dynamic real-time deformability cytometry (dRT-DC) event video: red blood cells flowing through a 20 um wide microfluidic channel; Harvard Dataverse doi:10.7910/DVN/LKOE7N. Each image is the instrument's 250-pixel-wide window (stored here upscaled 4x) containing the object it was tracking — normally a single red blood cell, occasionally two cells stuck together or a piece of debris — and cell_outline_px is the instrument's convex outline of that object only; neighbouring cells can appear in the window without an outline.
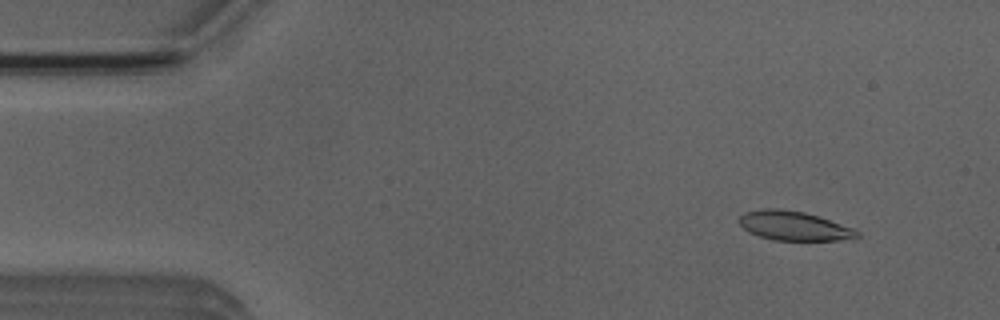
{"species": "Egyptian fruit bat (a non-hibernating species)", "species_latin": "Rousettus aegyptiacus", "temperature_condition": "room temperature", "stored_images_in_passage": 51, "camera_frame_rate_fps": 3000, "um_per_image_px": 0.085, "animal": {"sex": "male"}, "frame": {"image": 1, "passage_image": 5, "time_ms": 1.333, "image_size_px": [1000, 320], "cell_outline_px": [[860, 236], [852, 240], [772, 240], [748, 232], [740, 224], [740, 216], [744, 212], [764, 208], [776, 208], [804, 212], [856, 228], [860, 232]], "centroid_in_image_um": [67.54, 19.2], "position_along_channel_um": 17.5, "area_um2": 20.23}}
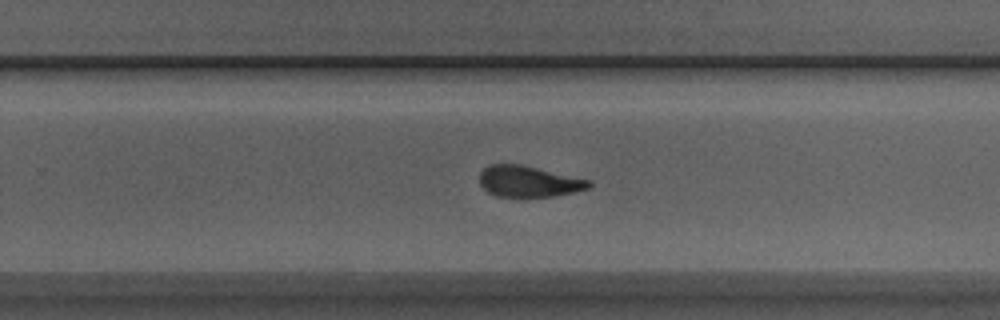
{"frame": {"image": 2, "passage_image": 32, "time_ms": 10.333, "image_size_px": [1000, 320], "cell_outline_px": [[592, 184], [588, 188], [576, 192], [556, 196], [520, 200], [496, 196], [488, 192], [480, 184], [480, 172], [488, 164], [520, 164], [592, 180]], "centroid_in_image_um": [44.94, 15.47], "position_along_channel_um": 284.9, "area_um2": 20.69}}
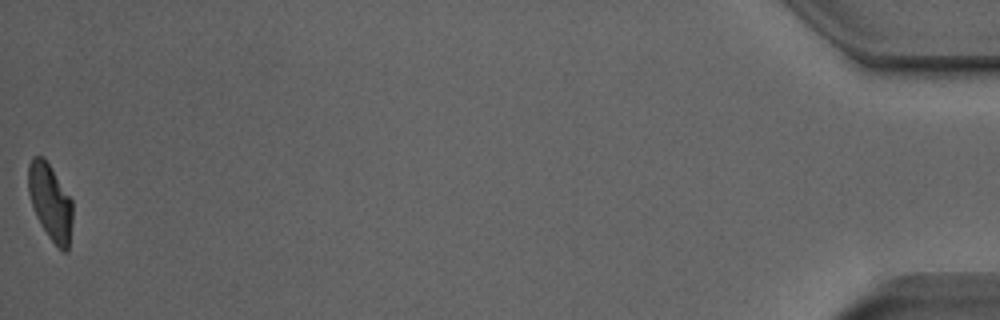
{"frame": {"image": 3, "passage_image": 51, "time_ms": 16.667, "image_size_px": [1000, 320], "cell_outline_px": [[72, 220], [68, 252], [64, 252], [48, 236], [40, 224], [36, 216], [28, 192], [28, 164], [32, 156], [44, 156], [72, 200]], "centroid_in_image_um": [4.27, 17.15], "position_along_channel_um": 430.9, "area_um2": 19.59}, "authors_computed_cell_mechanics": {"area_um2": 20.7502, "velocity_mm_per_s": 3.9774, "shape_relaxation_time_tau1_ms": 4.0262, "shape_relaxation_time_tau2_ms": 1.7908, "deformation_change_tau1": 0.1801, "deformation_change_tau2": 0.1032}}